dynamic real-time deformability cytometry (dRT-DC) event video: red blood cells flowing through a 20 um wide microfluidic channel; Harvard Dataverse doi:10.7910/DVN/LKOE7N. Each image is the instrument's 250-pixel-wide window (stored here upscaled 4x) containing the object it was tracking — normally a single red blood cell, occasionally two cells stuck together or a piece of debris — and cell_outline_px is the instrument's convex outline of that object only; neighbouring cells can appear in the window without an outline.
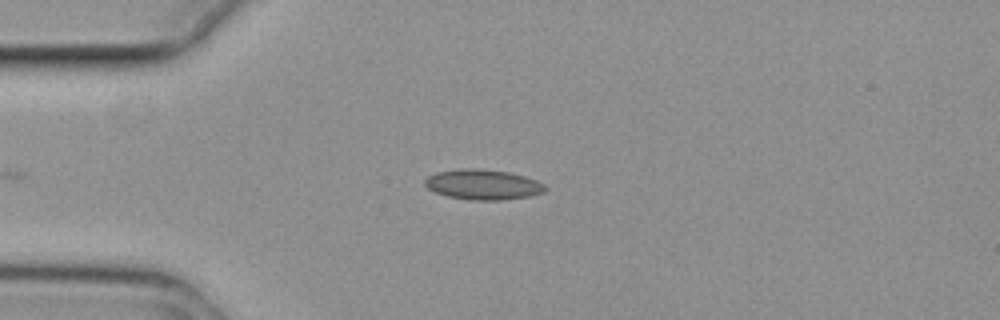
{"species": "common noctule bat (a hibernating species)", "species_latin": "Nyctalus noctula", "temperature_condition": "cold", "stored_images_in_passage": 25, "camera_frame_rate_fps": 3000, "um_per_image_px": 0.085, "animal": {"sex": "female", "body_mass_g": 29.2, "forearm_length_mm": 56.3}, "frame": {"image": 1, "passage_image": 3, "time_ms": 0.667, "image_size_px": [1000, 320], "cell_outline_px": [[548, 188], [544, 192], [532, 196], [504, 200], [472, 200], [448, 196], [436, 192], [428, 188], [424, 184], [424, 180], [428, 176], [436, 172], [460, 168], [476, 168], [508, 172], [524, 176], [536, 180], [544, 184]], "centroid_in_image_um": [41.07, 15.68], "position_along_channel_um": 43.9, "area_um2": 21.27}}
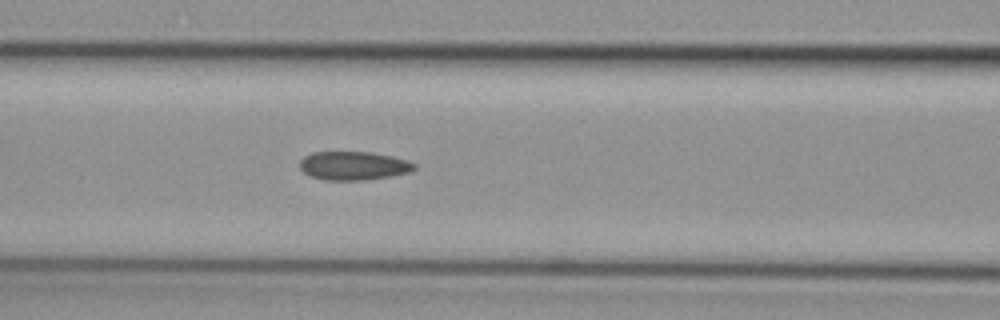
{"frame": {"image": 2, "passage_image": 12, "time_ms": 3.667, "image_size_px": [1000, 320], "cell_outline_px": [[416, 168], [412, 172], [392, 176], [364, 180], [324, 180], [308, 176], [300, 168], [300, 160], [304, 156], [312, 152], [368, 152], [408, 160], [416, 164]], "centroid_in_image_um": [30.04, 14.1], "position_along_channel_um": 136.6, "area_um2": 19.19}}
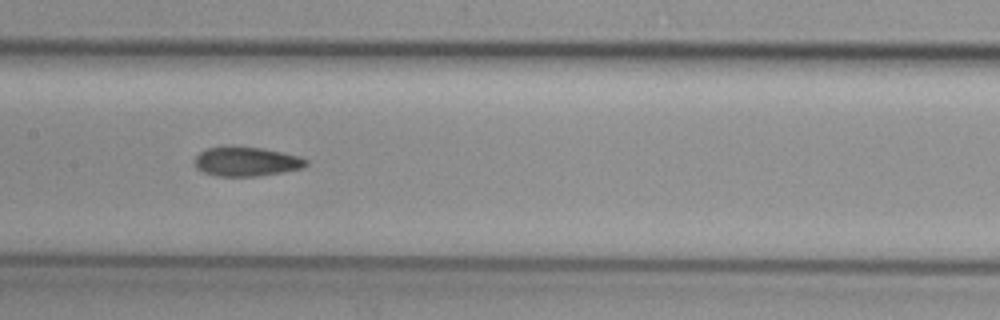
{"frame": {"image": 3, "passage_image": 16, "time_ms": 5.0, "image_size_px": [1000, 320], "cell_outline_px": [[308, 164], [304, 168], [284, 172], [256, 176], [216, 176], [204, 172], [196, 168], [192, 160], [200, 152], [208, 148], [260, 148], [300, 156], [308, 160]], "centroid_in_image_um": [20.96, 13.76], "position_along_channel_um": 186.4, "area_um2": 18.73}}